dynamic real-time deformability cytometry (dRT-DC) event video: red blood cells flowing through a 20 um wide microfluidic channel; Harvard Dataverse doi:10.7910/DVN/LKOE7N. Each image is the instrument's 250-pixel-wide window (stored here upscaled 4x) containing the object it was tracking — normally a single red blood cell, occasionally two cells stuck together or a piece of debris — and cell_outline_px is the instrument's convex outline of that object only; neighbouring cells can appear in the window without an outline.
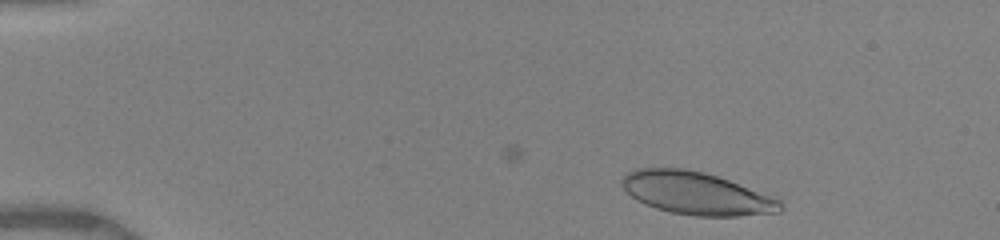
{"species": "human", "species_latin": "Homo sapiens", "temperature_condition": "warm", "stored_images_in_passage": 17, "camera_frame_rate_fps": 3000, "um_per_image_px": 0.085, "donor": {"sex": "female"}, "frame": {"image": 1, "passage_image": 3, "time_ms": 0.667, "image_size_px": [1000, 240], "cell_outline_px": [[784, 208], [780, 212], [736, 216], [696, 216], [672, 212], [656, 208], [632, 196], [620, 184], [620, 180], [628, 172], [636, 168], [684, 168], [704, 172], [728, 180], [780, 200]], "centroid_in_image_um": [59.18, 16.43], "position_along_channel_um": 25.8, "area_um2": 38.78}}
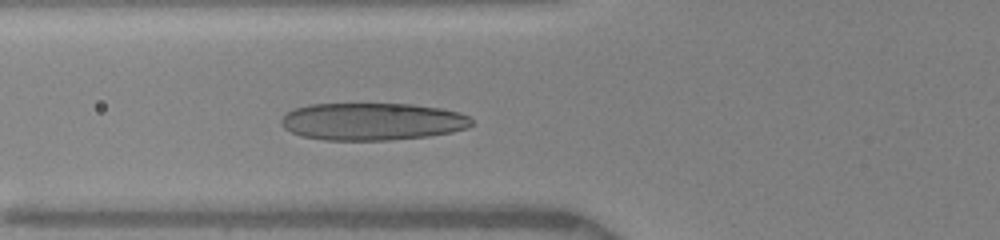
{"frame": {"image": 2, "passage_image": 12, "time_ms": 4.667, "image_size_px": [1000, 240], "cell_outline_px": [[472, 124], [468, 128], [452, 132], [428, 136], [388, 140], [324, 140], [300, 136], [284, 128], [280, 124], [280, 120], [288, 112], [296, 108], [308, 104], [412, 104], [440, 108], [460, 112], [468, 116], [472, 120]], "centroid_in_image_um": [31.64, 10.33], "position_along_channel_um": 94.2, "area_um2": 41.62}}
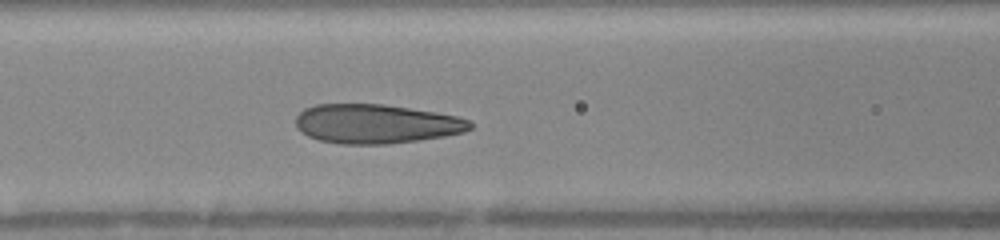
{"frame": {"image": 3, "passage_image": 15, "time_ms": 5.667, "image_size_px": [1000, 240], "cell_outline_px": [[472, 128], [464, 132], [444, 136], [388, 144], [340, 144], [320, 140], [308, 136], [300, 132], [296, 128], [296, 116], [304, 108], [316, 104], [384, 104], [436, 112], [456, 116], [468, 120], [472, 124]], "centroid_in_image_um": [31.93, 10.52], "position_along_channel_um": 134.7, "area_um2": 39.88}}